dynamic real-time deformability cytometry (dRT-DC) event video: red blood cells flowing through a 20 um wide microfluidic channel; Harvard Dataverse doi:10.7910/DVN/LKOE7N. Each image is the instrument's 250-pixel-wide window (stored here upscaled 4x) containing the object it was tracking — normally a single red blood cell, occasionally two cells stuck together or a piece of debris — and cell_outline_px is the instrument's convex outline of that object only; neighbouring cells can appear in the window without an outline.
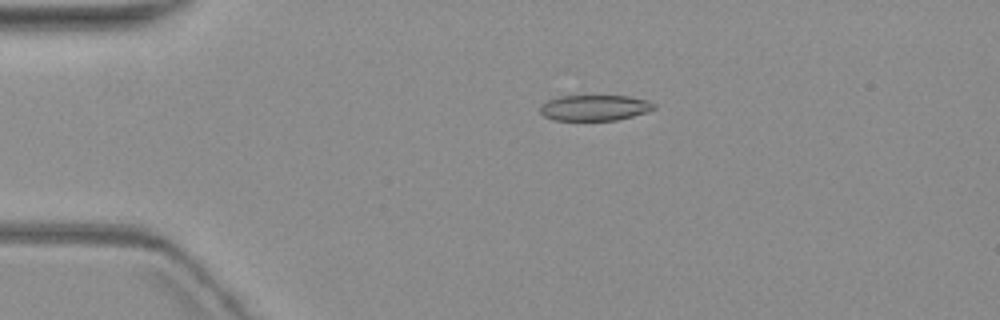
{"species": "common noctule bat (a hibernating species)", "species_latin": "Nyctalus noctula", "temperature_condition": "warm", "stored_images_in_passage": 6, "camera_frame_rate_fps": 3000, "um_per_image_px": 0.085, "animal": {"sex": "female", "body_mass_g": 19.3, "forearm_length_mm": 54.1}, "frame": {"image": 1, "passage_image": 4, "time_ms": 3.667, "image_size_px": [1000, 320], "cell_outline_px": [[656, 108], [632, 116], [616, 120], [552, 120], [544, 116], [540, 112], [540, 104], [548, 100], [560, 96], [628, 96], [648, 100], [656, 104]], "centroid_in_image_um": [50.52, 9.16], "position_along_channel_um": 34.5, "area_um2": 17.05}}